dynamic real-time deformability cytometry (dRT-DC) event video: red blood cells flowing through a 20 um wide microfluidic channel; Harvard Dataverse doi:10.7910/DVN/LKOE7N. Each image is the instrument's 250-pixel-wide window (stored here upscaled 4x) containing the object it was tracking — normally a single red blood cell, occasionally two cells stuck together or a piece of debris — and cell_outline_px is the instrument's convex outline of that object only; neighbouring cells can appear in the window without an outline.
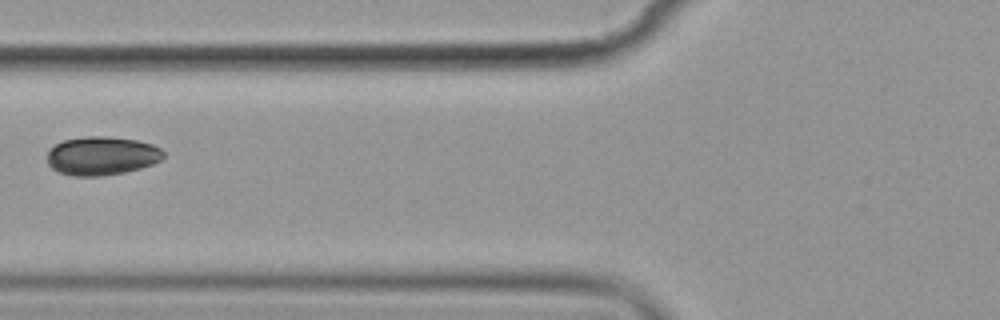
{"species": "common noctule bat (a hibernating species)", "species_latin": "Nyctalus noctula", "temperature_condition": "cold", "stored_images_in_passage": 6, "camera_frame_rate_fps": 3000, "um_per_image_px": 0.085, "animal": {"sex": "female", "body_mass_g": 19.9}, "frame": {"image": 1, "passage_image": 6, "time_ms": 6.0, "image_size_px": [1000, 320], "cell_outline_px": [[164, 156], [160, 160], [152, 164], [140, 168], [124, 172], [100, 176], [72, 176], [60, 172], [52, 168], [48, 164], [48, 152], [56, 144], [64, 140], [88, 136], [108, 136], [136, 140], [152, 144], [160, 148], [164, 152]], "centroid_in_image_um": [8.66, 13.24], "position_along_channel_um": 117.1, "area_um2": 26.01}}